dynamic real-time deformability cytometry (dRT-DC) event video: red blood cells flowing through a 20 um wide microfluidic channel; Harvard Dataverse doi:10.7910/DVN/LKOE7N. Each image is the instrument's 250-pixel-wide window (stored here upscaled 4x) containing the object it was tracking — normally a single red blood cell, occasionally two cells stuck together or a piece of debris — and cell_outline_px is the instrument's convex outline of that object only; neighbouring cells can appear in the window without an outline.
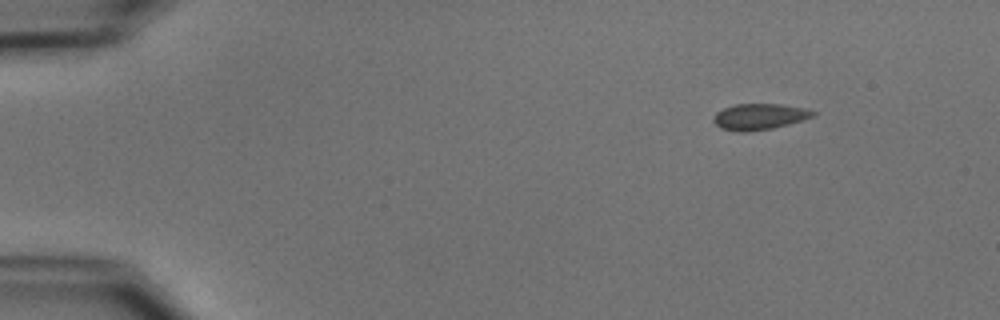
{"species": "common noctule bat (a hibernating species)", "species_latin": "Nyctalus noctula", "temperature_condition": "cold", "stored_images_in_passage": 6, "camera_frame_rate_fps": 3000, "um_per_image_px": 0.085, "animal": {"sex": "male", "body_mass_g": 15.6}, "frame": {"image": 1, "passage_image": 1, "time_ms": 0.0, "image_size_px": [1000, 320], "cell_outline_px": [[816, 112], [812, 116], [788, 124], [772, 128], [744, 132], [740, 132], [720, 128], [712, 120], [712, 116], [716, 112], [724, 108], [736, 104], [780, 104], [804, 108]], "centroid_in_image_um": [64.48, 9.91], "position_along_channel_um": 20.5, "area_um2": 14.91}}